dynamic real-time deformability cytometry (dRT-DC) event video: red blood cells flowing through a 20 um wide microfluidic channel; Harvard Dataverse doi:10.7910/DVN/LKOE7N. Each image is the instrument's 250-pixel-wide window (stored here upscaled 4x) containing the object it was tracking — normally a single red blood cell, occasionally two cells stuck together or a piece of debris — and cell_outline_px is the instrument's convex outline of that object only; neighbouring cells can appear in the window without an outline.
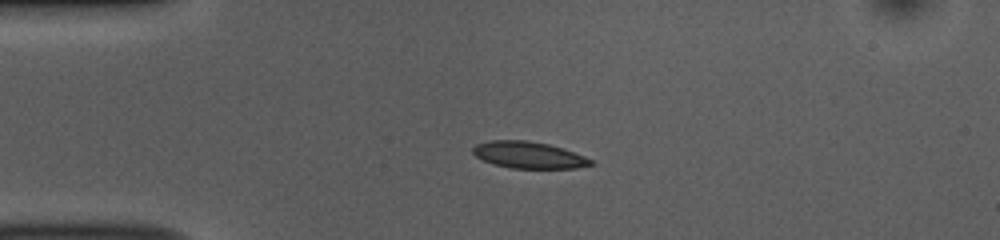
{"species": "common noctule bat (a hibernating species)", "species_latin": "Nyctalus noctula", "temperature_condition": "room temperature", "stored_images_in_passage": 41, "camera_frame_rate_fps": 3000, "um_per_image_px": 0.085, "animal": {"sex": "female", "body_mass_g": 10.0, "forearm_length_mm": 53.1}, "frame": {"image": 1, "passage_image": 1, "time_ms": 0.0, "image_size_px": [1000, 240], "cell_outline_px": [[596, 164], [576, 168], [512, 168], [492, 164], [476, 156], [472, 152], [472, 148], [476, 144], [488, 140], [528, 140], [548, 144], [564, 148], [584, 156], [592, 160]], "centroid_in_image_um": [44.94, 13.17], "position_along_channel_um": 40.1, "area_um2": 18.44}}
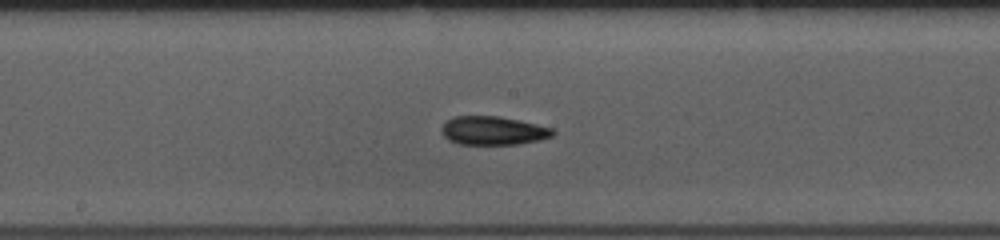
{"frame": {"image": 2, "passage_image": 16, "time_ms": 5.0, "image_size_px": [1000, 240], "cell_outline_px": [[556, 132], [552, 136], [540, 140], [516, 144], [460, 144], [448, 140], [440, 132], [440, 128], [448, 120], [456, 116], [496, 116], [536, 124], [552, 128]], "centroid_in_image_um": [41.89, 11.11], "position_along_channel_um": 206.3, "area_um2": 18.38}}
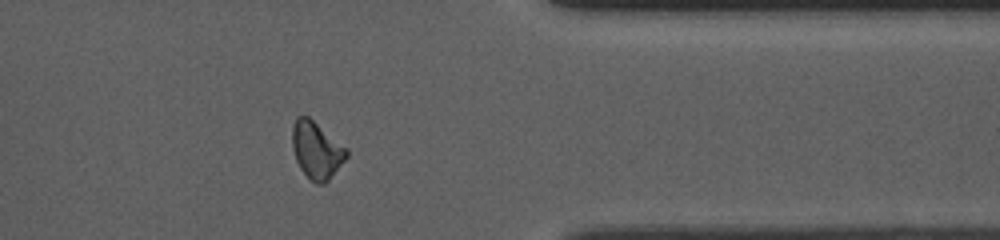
{"frame": {"image": 3, "passage_image": 31, "time_ms": 10.0, "image_size_px": [1000, 240], "cell_outline_px": [[348, 156], [328, 180], [324, 184], [316, 184], [300, 168], [296, 160], [292, 148], [292, 128], [296, 116], [308, 116], [348, 148]], "centroid_in_image_um": [26.91, 12.74], "position_along_channel_um": 384.5, "area_um2": 17.98}, "authors_computed_cell_mechanics": {"area_um2": 18.0336, "velocity_mm_per_s": 3.8321, "shape_relaxation_time_tau1_ms": null, "shape_relaxation_time_tau2_ms": 3.7454, "deformation_change_tau1": null, "deformation_change_tau2": 0.0839}}